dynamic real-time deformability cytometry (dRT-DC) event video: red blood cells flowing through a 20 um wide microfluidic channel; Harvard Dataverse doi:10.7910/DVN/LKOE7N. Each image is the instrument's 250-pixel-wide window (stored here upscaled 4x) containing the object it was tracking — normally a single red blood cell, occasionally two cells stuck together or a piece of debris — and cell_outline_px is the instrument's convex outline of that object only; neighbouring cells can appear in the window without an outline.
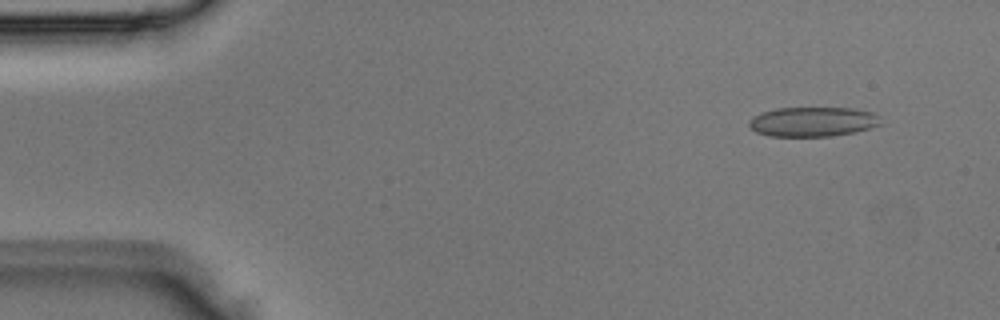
{"species": "Egyptian fruit bat (a non-hibernating species)", "species_latin": "Rousettus aegyptiacus", "temperature_condition": "room temperature", "stored_images_in_passage": 5, "segment_of_instrument_passage": [1, 2], "camera_frame_rate_fps": 3000, "um_per_image_px": 0.085, "animal": {"sex": "male"}, "frame": {"image": 1, "passage_image": 2, "time_ms": 0.333, "image_size_px": [1000, 320], "cell_outline_px": [[880, 124], [856, 132], [832, 136], [768, 136], [756, 132], [748, 124], [748, 120], [752, 116], [776, 108], [856, 108], [872, 112], [876, 116]], "centroid_in_image_um": [69.04, 10.35], "position_along_channel_um": 16.0, "area_um2": 22.6}}
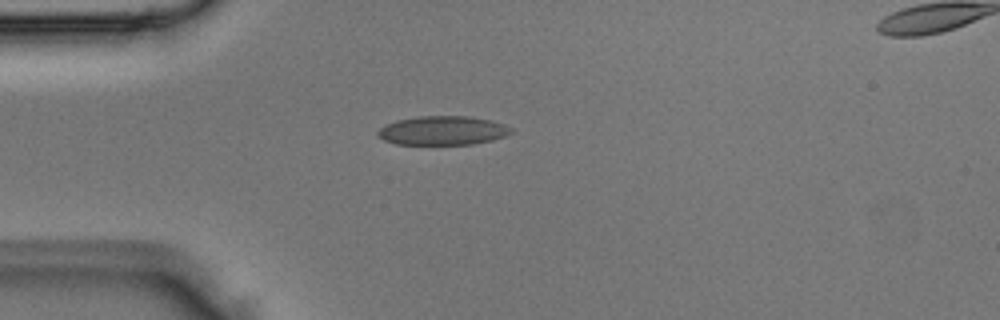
{"frame": {"image": 2, "passage_image": 4, "time_ms": 1.0, "image_size_px": [1000, 320], "cell_outline_px": [[512, 132], [504, 136], [492, 140], [472, 144], [396, 144], [384, 140], [376, 136], [376, 132], [384, 124], [396, 120], [420, 116], [468, 116], [492, 120], [504, 124], [512, 128]], "centroid_in_image_um": [37.6, 11.09], "position_along_channel_um": 47.4, "area_um2": 22.6}}